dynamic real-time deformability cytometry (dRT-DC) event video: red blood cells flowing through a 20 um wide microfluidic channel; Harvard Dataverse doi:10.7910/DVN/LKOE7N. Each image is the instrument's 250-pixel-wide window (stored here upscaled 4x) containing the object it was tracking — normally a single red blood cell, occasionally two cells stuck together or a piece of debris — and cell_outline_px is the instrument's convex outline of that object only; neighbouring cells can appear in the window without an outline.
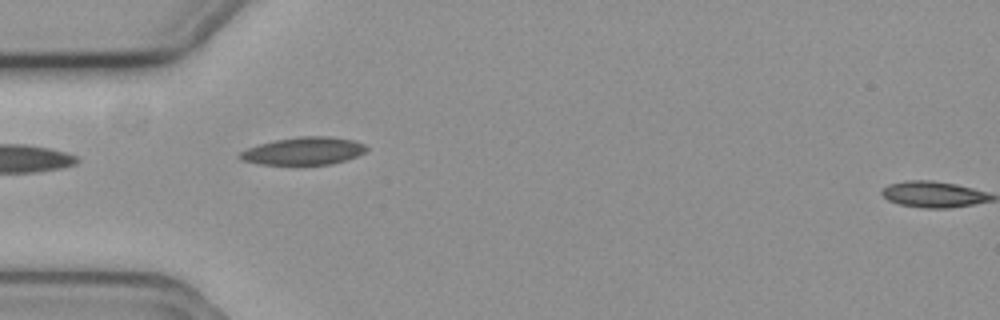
{"species": "common noctule bat (a hibernating species)", "species_latin": "Nyctalus noctula", "temperature_condition": "cold", "stored_images_in_passage": 2, "segment_of_instrument_passage": [1, 2], "camera_frame_rate_fps": 3000, "um_per_image_px": 0.085, "animal": {"sex": "female", "body_mass_g": 19.3, "forearm_length_mm": 54.1}, "frame": {"image": 1, "passage_image": 1, "time_ms": 0.0, "image_size_px": [1000, 320], "cell_outline_px": [[368, 148], [364, 152], [356, 156], [332, 164], [260, 164], [240, 160], [236, 156], [240, 152], [248, 148], [260, 144], [276, 140], [300, 136], [328, 136], [352, 140], [364, 144]], "centroid_in_image_um": [25.78, 12.83], "position_along_channel_um": 59.2, "area_um2": 20.17}}